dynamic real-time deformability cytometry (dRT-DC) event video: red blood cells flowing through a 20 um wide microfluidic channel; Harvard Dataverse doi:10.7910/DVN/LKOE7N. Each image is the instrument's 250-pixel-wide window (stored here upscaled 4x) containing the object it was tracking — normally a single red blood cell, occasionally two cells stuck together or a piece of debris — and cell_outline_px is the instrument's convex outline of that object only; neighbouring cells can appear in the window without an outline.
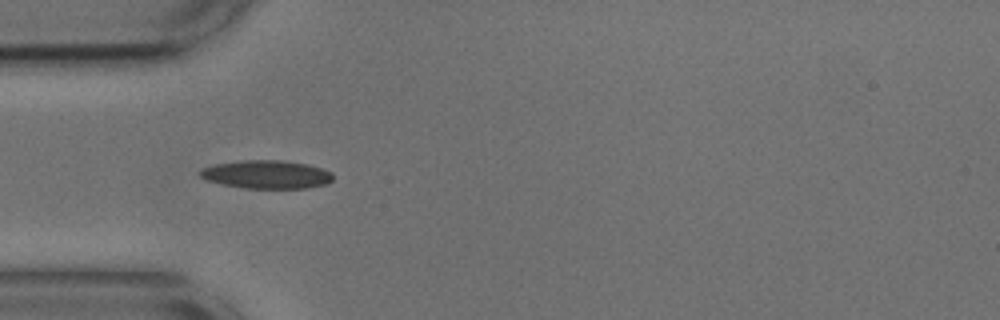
{"species": "common noctule bat (a hibernating species)", "species_latin": "Nyctalus noctula", "temperature_condition": "cold", "stored_images_in_passage": 13, "camera_frame_rate_fps": 3000, "um_per_image_px": 0.085, "animal": {"sex": "male", "body_mass_g": 17.9, "forearm_length_mm": 54.2}, "frame": {"image": 1, "passage_image": 6, "time_ms": 1.667, "image_size_px": [1000, 320], "cell_outline_px": [[332, 180], [328, 184], [308, 188], [244, 188], [224, 184], [208, 180], [200, 176], [196, 172], [200, 168], [216, 164], [244, 160], [284, 160], [308, 164], [332, 172]], "centroid_in_image_um": [22.67, 14.82], "position_along_channel_um": 62.3, "area_um2": 21.96}}